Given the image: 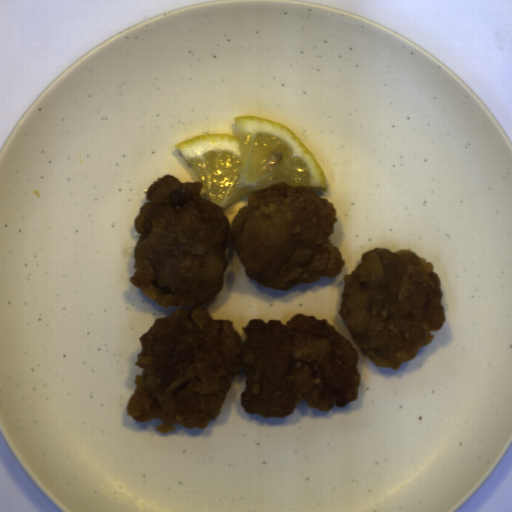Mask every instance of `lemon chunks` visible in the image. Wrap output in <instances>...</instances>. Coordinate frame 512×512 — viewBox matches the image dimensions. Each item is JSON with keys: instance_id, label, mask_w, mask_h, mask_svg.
Returning a JSON list of instances; mask_svg holds the SVG:
<instances>
[{"instance_id": "e0be4373", "label": "lemon chunks", "mask_w": 512, "mask_h": 512, "mask_svg": "<svg viewBox=\"0 0 512 512\" xmlns=\"http://www.w3.org/2000/svg\"><path fill=\"white\" fill-rule=\"evenodd\" d=\"M233 122L237 134H199L174 146L202 181L206 199L224 209L280 181L328 191L315 153L286 125L248 114Z\"/></svg>"}]
</instances>
